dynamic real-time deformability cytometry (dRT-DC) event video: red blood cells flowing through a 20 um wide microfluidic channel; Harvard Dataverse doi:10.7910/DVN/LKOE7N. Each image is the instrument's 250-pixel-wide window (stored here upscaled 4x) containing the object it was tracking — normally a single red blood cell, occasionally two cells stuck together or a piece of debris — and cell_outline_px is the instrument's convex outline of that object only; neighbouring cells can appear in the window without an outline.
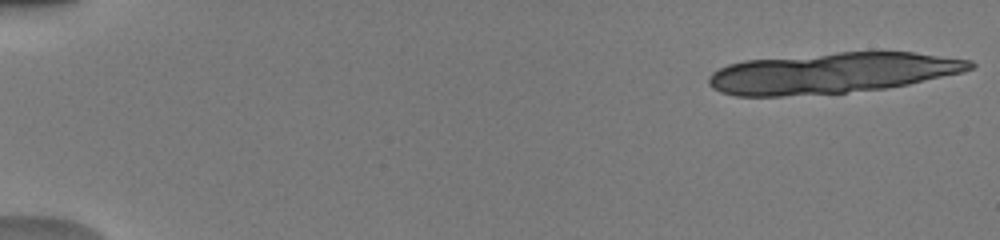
{"species": "human", "species_latin": "Homo sapiens", "temperature_condition": "warm", "stored_images_in_passage": 20, "camera_frame_rate_fps": 3000, "um_per_image_px": 0.085, "donor": {"sex": "male"}, "frame": {"image": 1, "passage_image": 1, "time_ms": 0.0, "image_size_px": [1000, 240], "cell_outline_px": [[976, 64], [972, 68], [964, 72], [908, 84], [884, 88], [844, 92], [784, 96], [736, 96], [720, 92], [712, 88], [708, 84], [708, 76], [712, 72], [728, 64], [744, 60], [836, 52], [912, 52], [972, 60]], "centroid_in_image_um": [70.69, 6.2], "position_along_channel_um": 14.3, "area_um2": 62.02}}
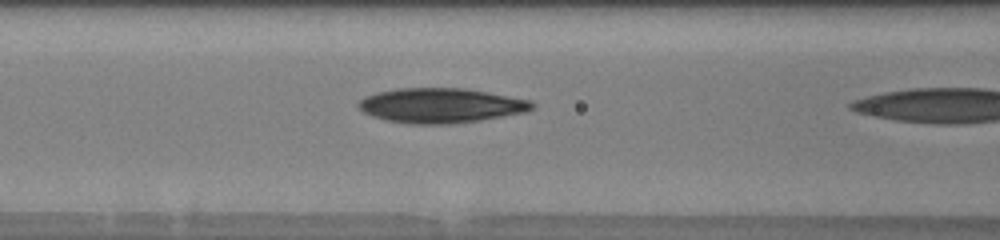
{"frame": {"image": 2, "passage_image": 19, "time_ms": 6.0, "image_size_px": [1000, 240], "cell_outline_px": [[536, 108], [528, 112], [456, 124], [408, 124], [384, 120], [372, 116], [364, 112], [356, 104], [364, 96], [376, 92], [396, 88], [464, 88], [532, 100], [536, 104]], "centroid_in_image_um": [37.49, 8.97], "position_along_channel_um": 129.1, "area_um2": 35.66}}